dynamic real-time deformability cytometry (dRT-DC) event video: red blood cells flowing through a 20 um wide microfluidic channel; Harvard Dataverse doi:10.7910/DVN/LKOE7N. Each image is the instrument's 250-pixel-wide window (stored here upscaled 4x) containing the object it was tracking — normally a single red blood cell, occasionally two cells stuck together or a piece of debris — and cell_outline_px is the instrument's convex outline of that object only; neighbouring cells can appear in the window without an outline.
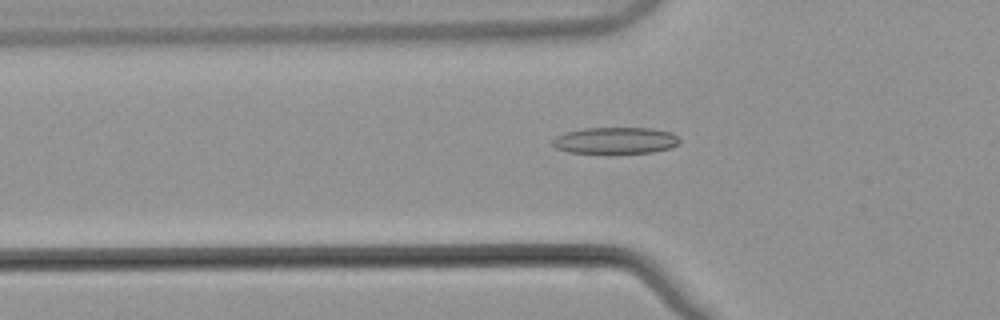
{"species": "common noctule bat (a hibernating species)", "species_latin": "Nyctalus noctula", "temperature_condition": "warm", "stored_images_in_passage": 54, "camera_frame_rate_fps": 3000, "um_per_image_px": 0.085, "animal": {"sex": "male", "body_mass_g": 21.5, "forearm_length_mm": 52.0}, "frame": {"image": 1, "passage_image": 19, "time_ms": 6.0, "image_size_px": [1000, 320], "cell_outline_px": [[680, 140], [672, 148], [652, 152], [568, 152], [556, 148], [552, 144], [552, 140], [556, 136], [568, 132], [584, 128], [652, 128], [672, 132]], "centroid_in_image_um": [52.33, 11.93], "position_along_channel_um": 73.5, "area_um2": 19.31}}
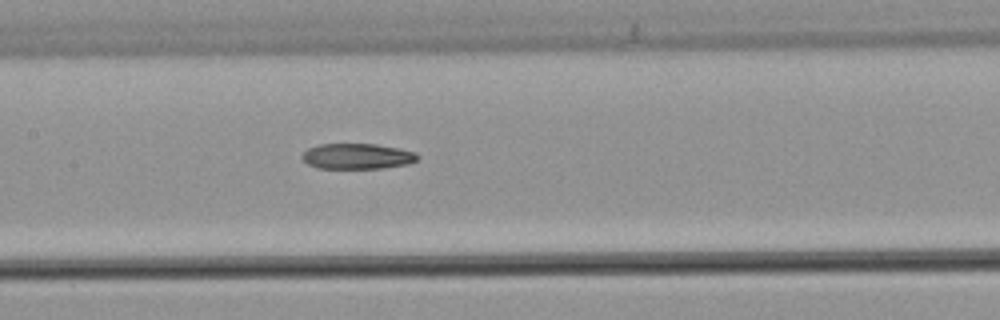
{"frame": {"image": 2, "passage_image": 27, "time_ms": 8.667, "image_size_px": [1000, 320], "cell_outline_px": [[420, 156], [416, 160], [408, 164], [384, 168], [316, 168], [308, 164], [300, 156], [308, 148], [320, 144], [376, 144], [416, 152]], "centroid_in_image_um": [30.36, 13.28], "position_along_channel_um": 177.0, "area_um2": 17.17}}
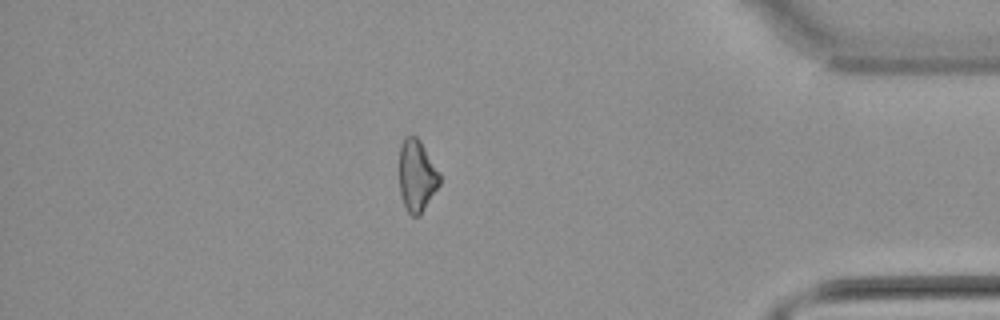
{"frame": {"image": 3, "passage_image": 47, "time_ms": 15.333, "image_size_px": [1000, 320], "cell_outline_px": [[440, 184], [420, 216], [412, 216], [408, 212], [404, 204], [400, 192], [400, 144], [404, 136], [416, 136], [420, 140], [440, 172]], "centroid_in_image_um": [35.44, 14.92], "position_along_channel_um": 399.8, "area_um2": 16.94}, "authors_computed_cell_mechanics": {"area_um2": 18.3515, "velocity_mm_per_s": 3.8667, "shape_relaxation_time_tau1_ms": null, "shape_relaxation_time_tau2_ms": 8.0589, "deformation_change_tau1": null, "deformation_change_tau2": 0.1964}}